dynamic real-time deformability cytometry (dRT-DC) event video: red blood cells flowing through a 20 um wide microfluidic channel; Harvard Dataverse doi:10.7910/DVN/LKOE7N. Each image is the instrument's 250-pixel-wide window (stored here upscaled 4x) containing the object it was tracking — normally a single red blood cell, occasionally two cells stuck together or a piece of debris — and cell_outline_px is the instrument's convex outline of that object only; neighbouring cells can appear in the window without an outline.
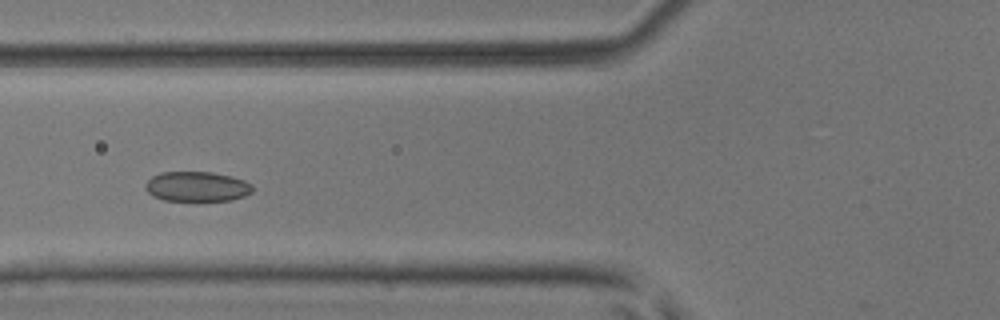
{"species": "common noctule bat (a hibernating species)", "species_latin": "Nyctalus noctula", "temperature_condition": "room temperature", "stored_images_in_passage": 4, "camera_frame_rate_fps": 3000, "um_per_image_px": 0.085, "animal": {"sex": "male", "body_mass_g": 17.9, "forearm_length_mm": 54.2}, "frame": {"image": 1, "passage_image": 4, "time_ms": 1.0, "image_size_px": [1000, 320], "cell_outline_px": [[252, 192], [244, 196], [232, 200], [164, 200], [152, 196], [144, 188], [144, 184], [152, 176], [160, 172], [212, 172], [232, 176], [244, 180], [252, 184]], "centroid_in_image_um": [16.72, 15.85], "position_along_channel_um": 109.1, "area_um2": 18.73}}